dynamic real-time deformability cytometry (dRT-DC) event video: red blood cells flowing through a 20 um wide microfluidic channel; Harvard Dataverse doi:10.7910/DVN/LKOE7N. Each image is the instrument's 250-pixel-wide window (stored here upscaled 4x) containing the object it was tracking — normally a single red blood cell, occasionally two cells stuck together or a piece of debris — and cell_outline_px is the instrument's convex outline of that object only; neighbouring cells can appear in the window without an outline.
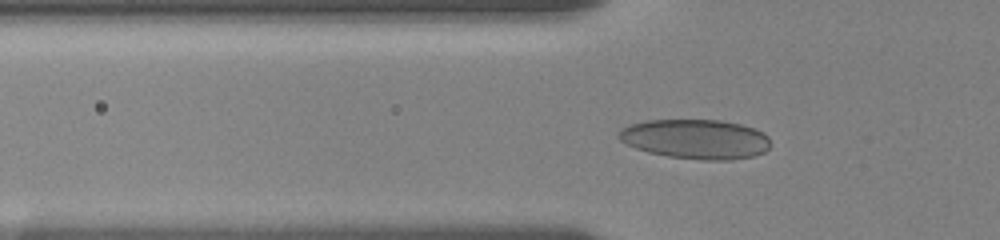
{"species": "human", "species_latin": "Homo sapiens", "temperature_condition": "room temperature", "stored_images_in_passage": 30, "camera_frame_rate_fps": 3000, "um_per_image_px": 0.085, "donor": {"sex": "female"}, "frame": {"image": 1, "passage_image": 17, "time_ms": 5.667, "image_size_px": [1000, 240], "cell_outline_px": [[772, 144], [764, 152], [756, 156], [728, 160], [704, 160], [668, 156], [648, 152], [636, 148], [620, 140], [616, 136], [620, 128], [628, 124], [648, 120], [720, 120], [740, 124], [764, 132], [768, 136]], "centroid_in_image_um": [59.14, 11.82], "position_along_channel_um": 66.7, "area_um2": 35.26}}
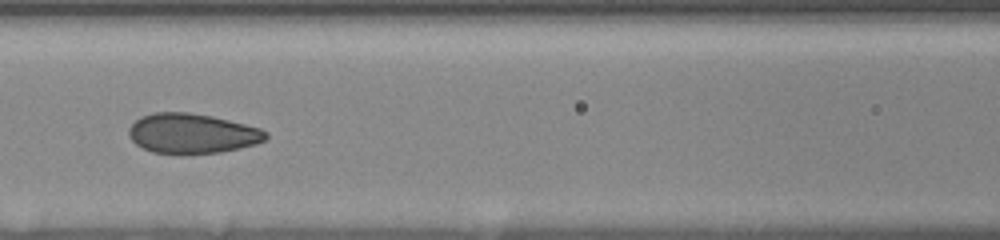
{"frame": {"image": 2, "passage_image": 24, "time_ms": 8.0, "image_size_px": [1000, 240], "cell_outline_px": [[268, 136], [264, 140], [256, 144], [240, 148], [220, 152], [152, 152], [136, 144], [128, 136], [128, 128], [140, 116], [152, 112], [188, 112], [212, 116], [260, 128], [268, 132]], "centroid_in_image_um": [16.32, 11.31], "position_along_channel_um": 150.3, "area_um2": 31.44}}
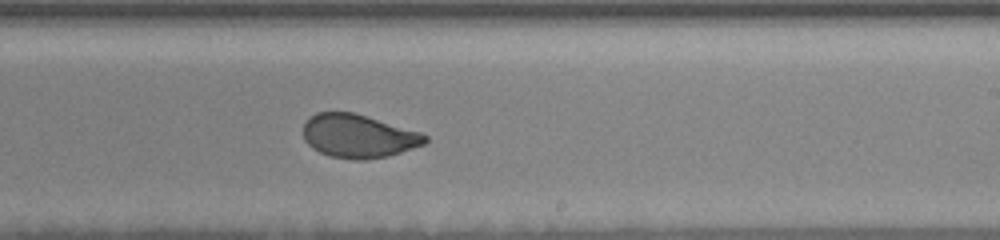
{"frame": {"image": 3, "passage_image": 30, "time_ms": 11.0, "image_size_px": [1000, 240], "cell_outline_px": [[428, 140], [424, 144], [388, 156], [364, 160], [352, 160], [332, 156], [320, 152], [312, 148], [304, 140], [304, 124], [316, 112], [356, 112], [424, 132], [428, 136]], "centroid_in_image_um": [30.51, 11.55], "position_along_channel_um": 258.5, "area_um2": 31.15}}